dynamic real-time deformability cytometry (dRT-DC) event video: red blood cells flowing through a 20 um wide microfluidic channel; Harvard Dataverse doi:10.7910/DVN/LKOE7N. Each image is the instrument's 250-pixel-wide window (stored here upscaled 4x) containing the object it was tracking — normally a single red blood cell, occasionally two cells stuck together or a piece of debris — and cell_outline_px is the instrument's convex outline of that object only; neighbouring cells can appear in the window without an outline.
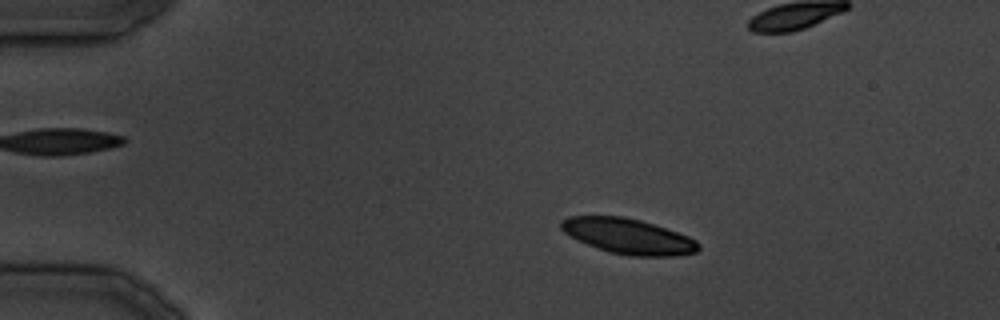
{"species": "common noctule bat (a hibernating species)", "species_latin": "Nyctalus noctula", "temperature_condition": "cold", "stored_images_in_passage": 21, "camera_frame_rate_fps": 3000, "um_per_image_px": 0.085, "animal": {"sex": "male", "body_mass_g": 19.5, "forearm_length_mm": 54.6}, "frame": {"image": 1, "passage_image": 7, "time_ms": 7.0, "image_size_px": [1000, 320], "cell_outline_px": [[700, 248], [696, 252], [680, 256], [628, 256], [608, 252], [576, 240], [564, 232], [560, 228], [560, 220], [568, 216], [624, 216], [640, 220], [688, 236], [696, 240], [700, 244]], "centroid_in_image_um": [53.38, 20.09], "position_along_channel_um": 31.6, "area_um2": 28.44}}